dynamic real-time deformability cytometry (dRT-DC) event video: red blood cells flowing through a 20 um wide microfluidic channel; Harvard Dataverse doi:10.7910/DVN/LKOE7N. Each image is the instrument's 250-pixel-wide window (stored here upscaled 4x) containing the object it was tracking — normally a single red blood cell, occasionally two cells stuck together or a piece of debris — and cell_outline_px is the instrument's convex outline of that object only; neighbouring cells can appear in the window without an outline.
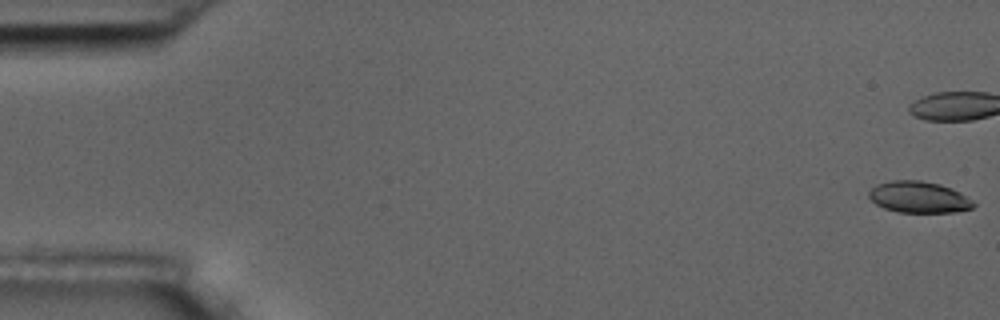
{"species": "common noctule bat (a hibernating species)", "species_latin": "Nyctalus noctula", "temperature_condition": "room temperature", "stored_images_in_passage": 6, "camera_frame_rate_fps": 3000, "um_per_image_px": 0.085, "animal": {"sex": "male", "body_mass_g": 17.5, "forearm_length_mm": 52.3}, "frame": {"image": 1, "passage_image": 1, "time_ms": 0.0, "image_size_px": [1000, 320], "cell_outline_px": [[976, 204], [972, 208], [952, 212], [896, 212], [884, 208], [876, 204], [868, 196], [868, 192], [876, 184], [892, 180], [920, 180], [940, 184], [952, 188], [960, 192], [972, 200]], "centroid_in_image_um": [78.09, 16.75], "position_along_channel_um": 6.9, "area_um2": 19.19}}
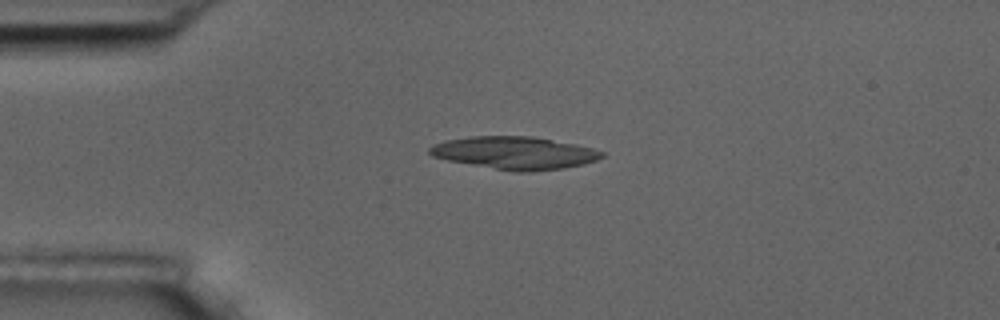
{"frame": {"image": 2, "passage_image": 6, "time_ms": 7.0, "image_size_px": [1000, 320], "cell_outline_px": [[604, 156], [596, 160], [584, 164], [564, 168], [532, 172], [516, 172], [448, 160], [432, 156], [428, 152], [428, 148], [432, 144], [444, 140], [472, 136], [532, 136], [576, 144], [592, 148], [604, 152]], "centroid_in_image_um": [43.74, 12.99], "position_along_channel_um": 41.3, "area_um2": 32.83}}